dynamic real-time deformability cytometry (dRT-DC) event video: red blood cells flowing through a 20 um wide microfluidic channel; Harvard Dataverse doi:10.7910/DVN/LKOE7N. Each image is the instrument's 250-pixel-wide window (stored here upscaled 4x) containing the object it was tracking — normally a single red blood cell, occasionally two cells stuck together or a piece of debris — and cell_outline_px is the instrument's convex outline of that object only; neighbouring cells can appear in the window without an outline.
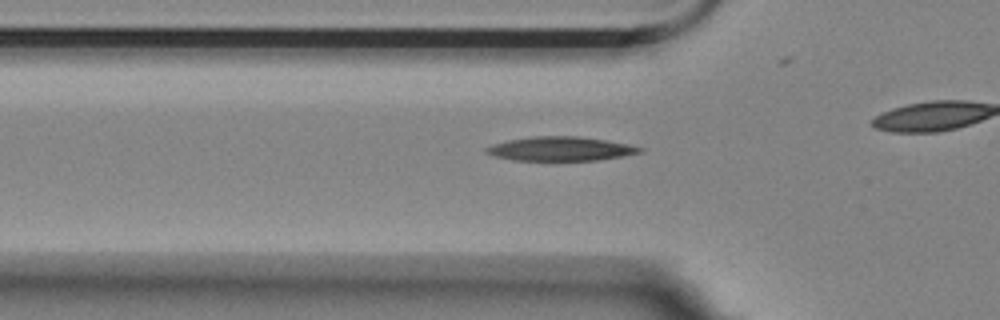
{"species": "Egyptian fruit bat (a non-hibernating species)", "species_latin": "Rousettus aegyptiacus", "temperature_condition": "room temperature", "stored_images_in_passage": 33, "camera_frame_rate_fps": 3000, "um_per_image_px": 0.085, "animal": {"sex": "female"}, "frame": {"image": 1, "passage_image": 5, "time_ms": 1.333, "image_size_px": [1000, 320], "cell_outline_px": [[644, 152], [600, 160], [512, 160], [496, 156], [484, 152], [484, 148], [508, 140], [532, 136], [580, 136], [628, 144], [644, 148]], "centroid_in_image_um": [47.68, 12.64], "position_along_channel_um": 78.1, "area_um2": 21.44}}
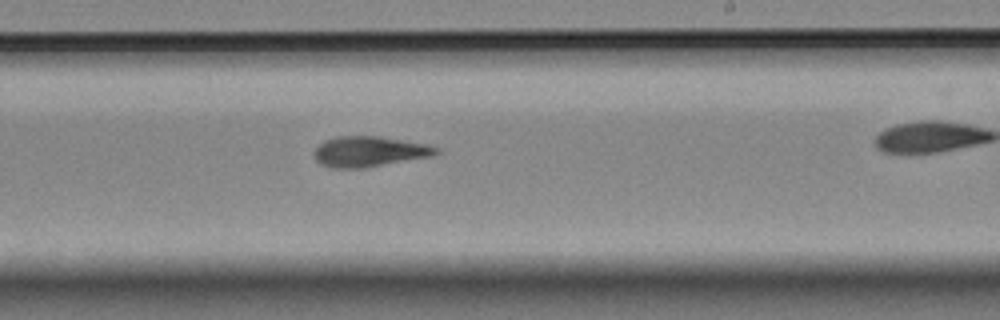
{"frame": {"image": 2, "passage_image": 20, "time_ms": 6.333, "image_size_px": [1000, 320], "cell_outline_px": [[440, 152], [432, 156], [364, 168], [332, 168], [320, 164], [316, 160], [312, 152], [324, 140], [336, 136], [376, 136], [428, 144], [440, 148]], "centroid_in_image_um": [31.38, 12.88], "position_along_channel_um": 257.6, "area_um2": 21.73}}
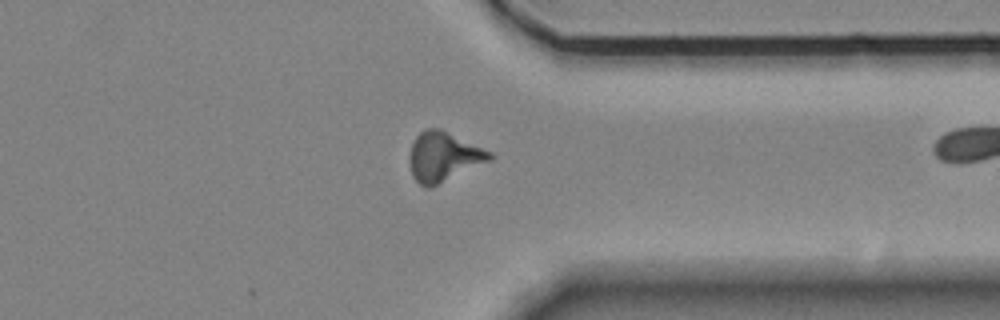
{"frame": {"image": 3, "passage_image": 30, "time_ms": 9.667, "image_size_px": [1000, 320], "cell_outline_px": [[496, 156], [492, 160], [432, 188], [428, 188], [420, 184], [412, 176], [408, 160], [408, 156], [412, 144], [416, 136], [424, 128], [440, 128], [492, 152]], "centroid_in_image_um": [37.7, 13.33], "position_along_channel_um": 373.7, "area_um2": 23.58}, "authors_computed_cell_mechanics": {"area_um2": 21.097, "velocity_mm_per_s": 3.5695, "shape_relaxation_time_tau1_ms": 6.9279, "shape_relaxation_time_tau2_ms": 4.9223, "deformation_change_tau1": 0.2122, "deformation_change_tau2": 0.134}}